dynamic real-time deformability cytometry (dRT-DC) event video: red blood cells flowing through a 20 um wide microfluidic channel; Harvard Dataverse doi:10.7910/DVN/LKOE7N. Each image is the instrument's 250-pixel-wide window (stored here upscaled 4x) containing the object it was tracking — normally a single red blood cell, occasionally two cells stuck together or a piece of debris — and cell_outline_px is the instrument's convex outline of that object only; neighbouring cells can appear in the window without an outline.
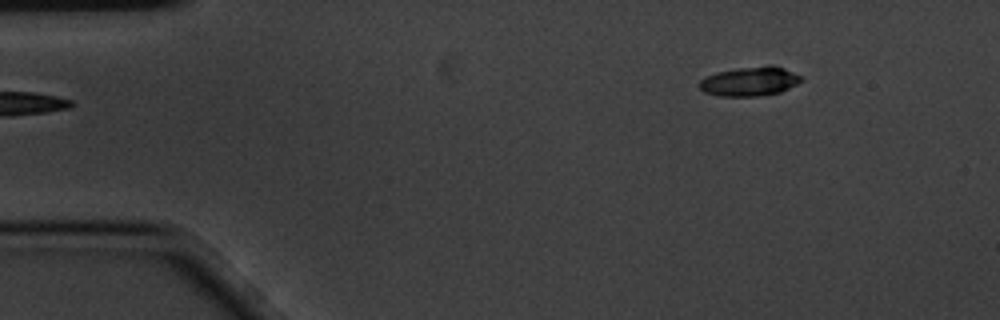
{"species": "common noctule bat (a hibernating species)", "species_latin": "Nyctalus noctula", "temperature_condition": "cold", "stored_images_in_passage": 2, "camera_frame_rate_fps": 3000, "um_per_image_px": 0.085, "animal": {"sex": "male", "body_mass_g": 20.1, "forearm_length_mm": 53.5}, "frame": {"image": 1, "passage_image": 2, "time_ms": 0.333, "image_size_px": [1000, 320], "cell_outline_px": [[800, 80], [796, 84], [780, 92], [756, 96], [720, 96], [704, 92], [700, 88], [700, 80], [716, 72], [736, 68], [768, 64], [772, 64], [784, 68], [800, 76]], "centroid_in_image_um": [63.71, 6.9], "position_along_channel_um": 21.3, "area_um2": 17.22}}